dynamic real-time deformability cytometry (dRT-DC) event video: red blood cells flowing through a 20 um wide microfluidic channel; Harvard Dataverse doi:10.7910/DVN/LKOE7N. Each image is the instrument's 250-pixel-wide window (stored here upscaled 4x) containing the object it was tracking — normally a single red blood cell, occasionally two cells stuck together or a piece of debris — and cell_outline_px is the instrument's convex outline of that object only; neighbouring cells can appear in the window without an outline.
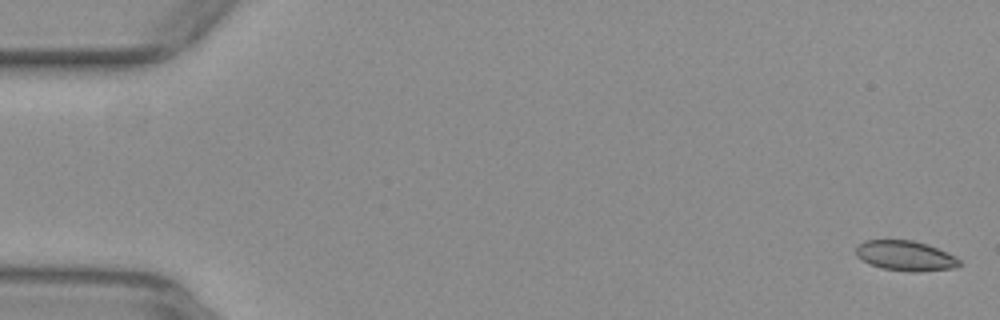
{"species": "common noctule bat (a hibernating species)", "species_latin": "Nyctalus noctula", "temperature_condition": "warm", "stored_images_in_passage": 54, "segment_of_instrument_passage": [1, 2], "camera_frame_rate_fps": 3000, "um_per_image_px": 0.085, "animal": {"sex": "female", "body_mass_g": 29.2, "forearm_length_mm": 56.3}, "frame": {"image": 1, "passage_image": 1, "time_ms": 0.0, "image_size_px": [1000, 320], "cell_outline_px": [[960, 264], [956, 268], [920, 272], [912, 272], [880, 268], [856, 256], [856, 248], [864, 240], [912, 240], [928, 244], [948, 252], [956, 256], [960, 260]], "centroid_in_image_um": [77.01, 21.74], "position_along_channel_um": 8.0, "area_um2": 18.21}}
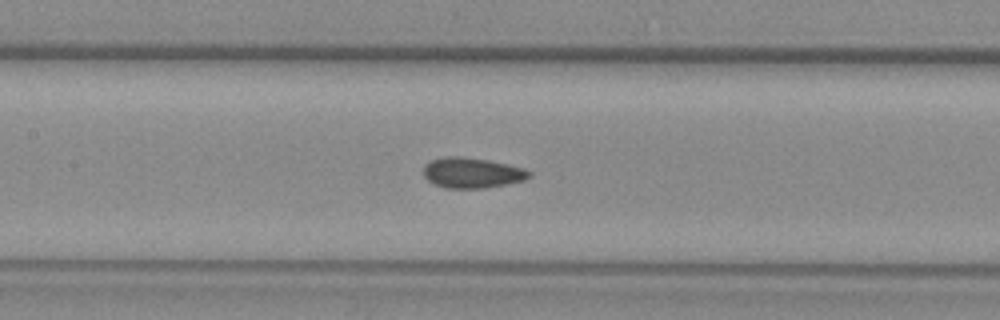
{"frame": {"image": 2, "passage_image": 25, "time_ms": 8.0, "image_size_px": [1000, 320], "cell_outline_px": [[532, 176], [524, 180], [484, 188], [444, 188], [428, 180], [424, 176], [424, 164], [432, 160], [448, 156], [460, 156], [488, 160], [524, 168], [532, 172]], "centroid_in_image_um": [40.13, 14.69], "position_along_channel_um": 167.3, "area_um2": 18.61}}
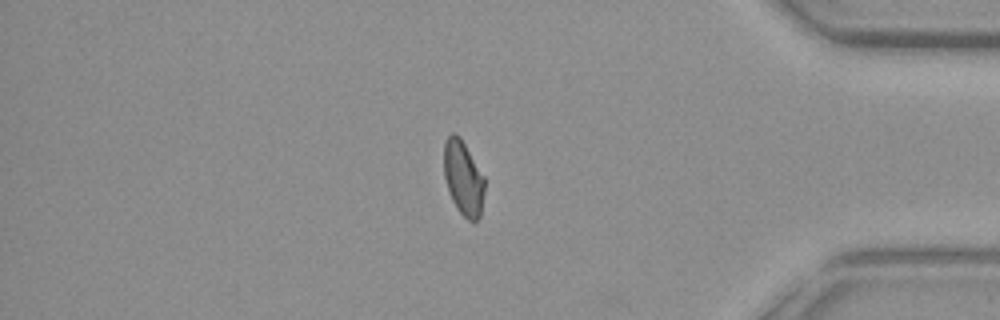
{"frame": {"image": 3, "passage_image": 45, "time_ms": 14.667, "image_size_px": [1000, 320], "cell_outline_px": [[484, 192], [480, 216], [476, 220], [468, 220], [456, 208], [452, 200], [444, 176], [444, 140], [452, 132], [456, 132], [460, 136], [484, 176]], "centroid_in_image_um": [39.37, 15.09], "position_along_channel_um": 395.8, "area_um2": 17.63}}